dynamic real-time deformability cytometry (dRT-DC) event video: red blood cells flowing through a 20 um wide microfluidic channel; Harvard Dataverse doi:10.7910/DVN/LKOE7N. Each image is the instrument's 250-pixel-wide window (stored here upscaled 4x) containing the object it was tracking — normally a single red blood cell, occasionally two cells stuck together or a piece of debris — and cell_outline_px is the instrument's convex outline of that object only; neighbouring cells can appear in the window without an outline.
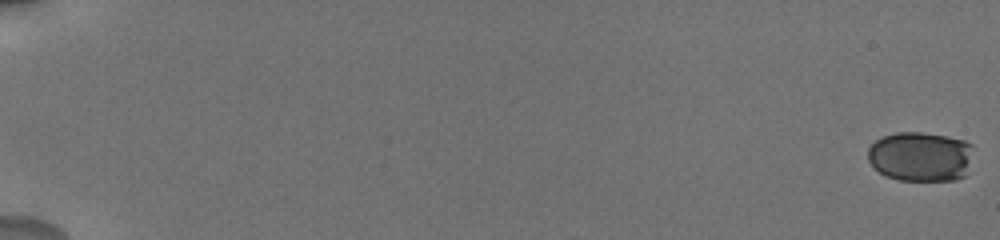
{"species": "human", "species_latin": "Homo sapiens", "temperature_condition": "cold", "stored_images_in_passage": 58, "camera_frame_rate_fps": 3000, "um_per_image_px": 0.085, "donor": {"sex": "male"}, "frame": {"image": 1, "passage_image": 1, "time_ms": 0.0, "image_size_px": [1000, 240], "cell_outline_px": [[972, 144], [964, 176], [956, 180], [900, 180], [884, 176], [868, 160], [868, 148], [876, 140], [884, 136], [896, 132], [920, 132], [944, 136], [964, 140]], "centroid_in_image_um": [78.2, 13.3], "position_along_channel_um": 6.8, "area_um2": 30.17}}
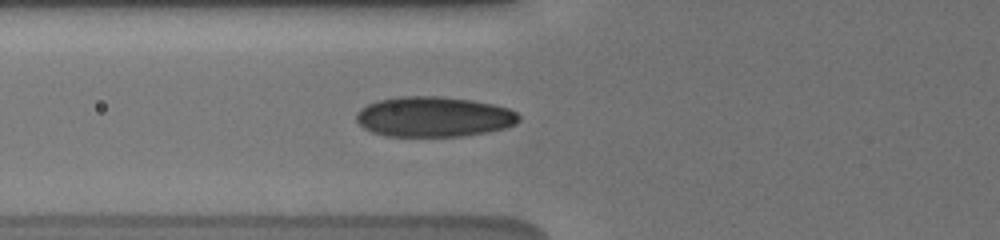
{"frame": {"image": 2, "passage_image": 24, "time_ms": 8.0, "image_size_px": [1000, 240], "cell_outline_px": [[520, 120], [516, 124], [504, 128], [464, 136], [384, 136], [372, 132], [364, 128], [356, 120], [356, 112], [360, 108], [368, 104], [380, 100], [400, 96], [440, 96], [472, 100], [492, 104], [508, 108], [516, 112], [520, 116]], "centroid_in_image_um": [36.86, 9.92], "position_along_channel_um": 88.9, "area_um2": 38.15}}
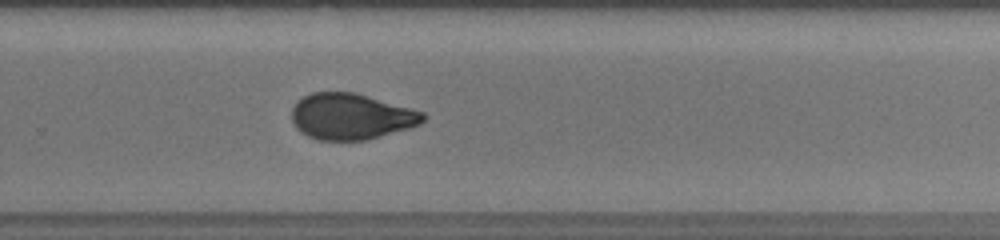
{"frame": {"image": 3, "passage_image": 39, "time_ms": 13.667, "image_size_px": [1000, 240], "cell_outline_px": [[428, 116], [420, 124], [412, 128], [368, 140], [316, 140], [300, 132], [296, 128], [292, 120], [292, 108], [304, 96], [312, 92], [352, 92], [424, 112]], "centroid_in_image_um": [29.86, 9.92], "position_along_channel_um": 299.9, "area_um2": 35.26}, "authors_computed_cell_mechanics": {"area_um2": 34.2465, "velocity_mm_per_s": 3.7212, "shape_relaxation_time_tau1_ms": 6.3484, "shape_relaxation_time_tau2_ms": 1.0436, "deformation_change_tau1": 0.1571, "deformation_change_tau2": 0.0426}}